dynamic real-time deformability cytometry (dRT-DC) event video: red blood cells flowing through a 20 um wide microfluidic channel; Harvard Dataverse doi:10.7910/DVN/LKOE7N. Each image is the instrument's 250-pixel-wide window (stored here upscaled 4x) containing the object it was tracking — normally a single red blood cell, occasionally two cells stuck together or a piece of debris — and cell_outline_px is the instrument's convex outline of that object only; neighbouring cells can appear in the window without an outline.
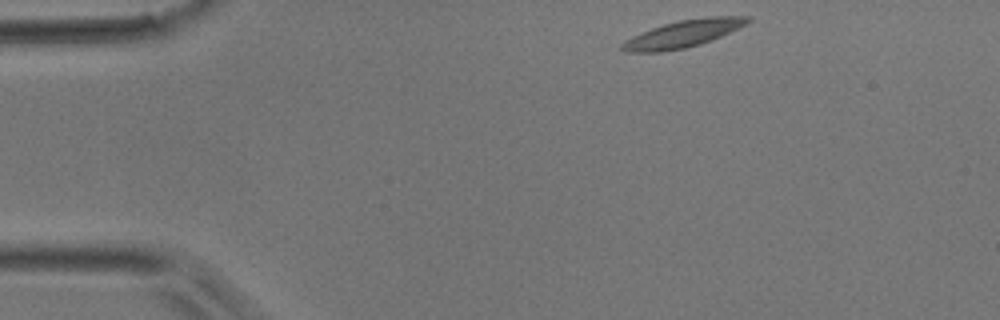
{"species": "common noctule bat (a hibernating species)", "species_latin": "Nyctalus noctula", "temperature_condition": "room temperature", "stored_images_in_passage": 39, "camera_frame_rate_fps": 3000, "um_per_image_px": 0.085, "animal": {"sex": "male", "body_mass_g": 17.9}, "frame": {"image": 1, "passage_image": 1, "time_ms": 0.0, "image_size_px": [1000, 320], "cell_outline_px": [[752, 20], [720, 36], [700, 44], [684, 48], [660, 52], [624, 52], [620, 48], [620, 44], [624, 40], [632, 36], [652, 28], [664, 24], [680, 20], [708, 16], [752, 16]], "centroid_in_image_um": [58.01, 2.87], "position_along_channel_um": 27.0, "area_um2": 19.65}}
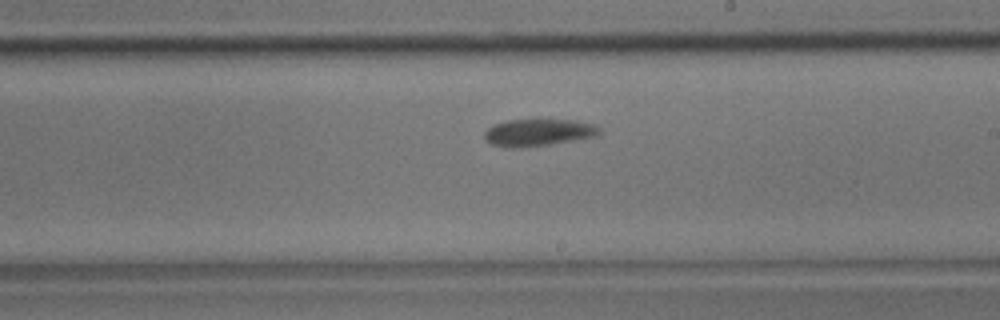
{"frame": {"image": 2, "passage_image": 20, "time_ms": 6.333, "image_size_px": [1000, 320], "cell_outline_px": [[604, 132], [600, 136], [552, 144], [520, 148], [512, 148], [492, 144], [484, 140], [484, 132], [488, 128], [496, 124], [508, 120], [576, 120], [592, 124], [600, 128]], "centroid_in_image_um": [45.81, 11.27], "position_along_channel_um": 243.2, "area_um2": 18.32}}
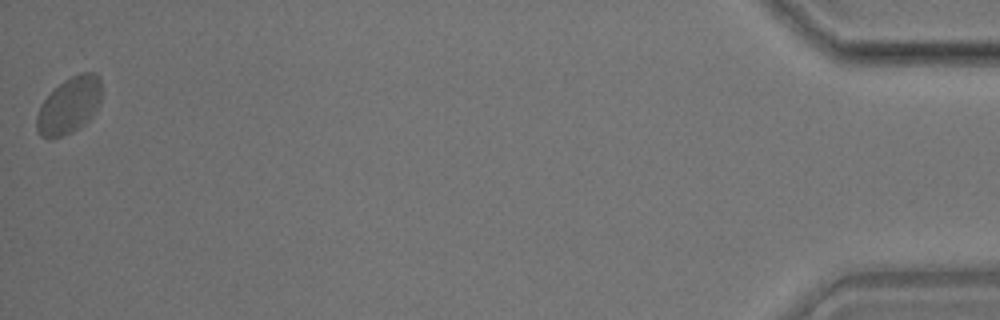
{"frame": {"image": 3, "passage_image": 39, "time_ms": 12.667, "image_size_px": [1000, 320], "cell_outline_px": [[100, 104], [92, 116], [84, 124], [72, 132], [52, 140], [48, 140], [40, 136], [36, 132], [36, 116], [40, 104], [64, 80], [80, 72], [96, 72], [100, 76]], "centroid_in_image_um": [5.86, 8.99], "position_along_channel_um": 429.3, "area_um2": 21.56}}